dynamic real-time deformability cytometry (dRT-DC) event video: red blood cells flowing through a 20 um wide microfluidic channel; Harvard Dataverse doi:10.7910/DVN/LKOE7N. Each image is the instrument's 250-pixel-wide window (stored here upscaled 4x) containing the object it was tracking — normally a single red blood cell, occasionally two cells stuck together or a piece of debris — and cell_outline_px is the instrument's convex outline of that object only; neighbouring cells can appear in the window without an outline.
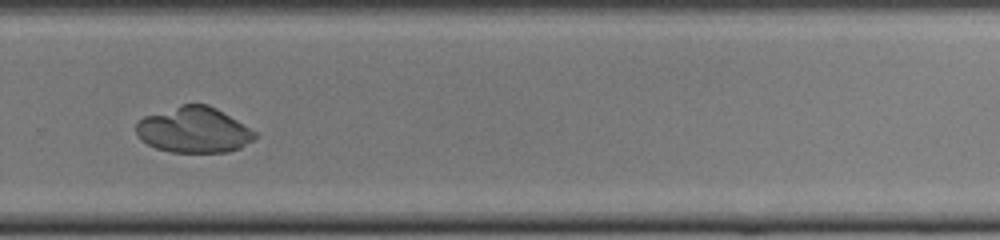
{"species": "common noctule bat (a hibernating species)", "species_latin": "Nyctalus noctula", "temperature_condition": "cold", "stored_images_in_passage": 36, "camera_frame_rate_fps": 3000, "um_per_image_px": 0.085, "animal": {"sex": "female", "body_mass_g": 22.0, "forearm_length_mm": 56.7}, "frame": {"image": 1, "passage_image": 21, "time_ms": 6.667, "image_size_px": [1000, 240], "cell_outline_px": [[260, 136], [240, 148], [228, 152], [172, 152], [156, 148], [140, 140], [136, 132], [136, 124], [144, 116], [184, 104], [208, 104], [216, 108], [256, 132]], "centroid_in_image_um": [16.48, 11.06], "position_along_channel_um": 313.3, "area_um2": 31.5}}